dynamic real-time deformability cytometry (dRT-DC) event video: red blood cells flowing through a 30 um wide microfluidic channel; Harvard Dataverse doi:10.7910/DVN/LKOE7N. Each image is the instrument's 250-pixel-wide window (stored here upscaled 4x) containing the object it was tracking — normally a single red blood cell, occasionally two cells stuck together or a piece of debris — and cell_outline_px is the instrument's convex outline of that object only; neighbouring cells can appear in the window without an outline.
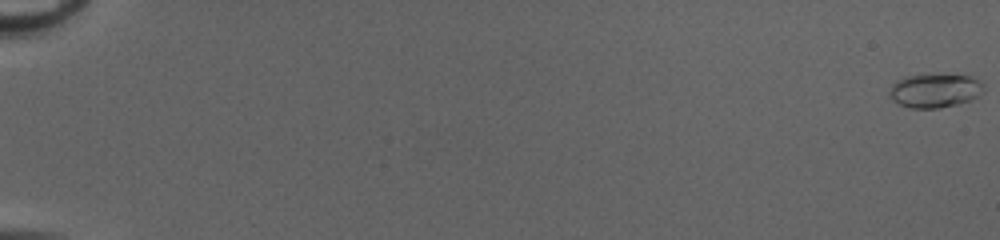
{"species": "common noctule bat (a hibernating species)", "species_latin": "Nyctalus noctula", "temperature_condition": "cold", "stored_images_in_passage": 53, "camera_frame_rate_fps": 3000, "um_per_image_px": 0.085, "animal": {"sex": "female", "body_mass_g": 20.0, "forearm_length_mm": 54.0}, "frame": {"image": 1, "passage_image": 1, "time_ms": 0.0, "image_size_px": [1000, 240], "cell_outline_px": [[984, 92], [968, 100], [956, 104], [940, 108], [908, 108], [892, 100], [888, 96], [888, 92], [892, 84], [896, 80], [908, 76], [972, 76], [984, 84]], "centroid_in_image_um": [79.43, 7.73], "position_along_channel_um": 5.6, "area_um2": 18.26}}
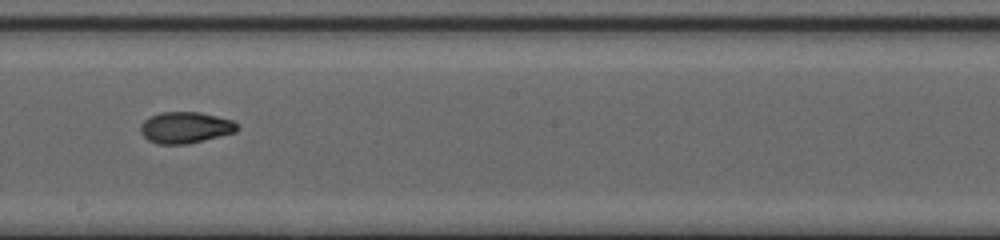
{"frame": {"image": 2, "passage_image": 33, "time_ms": 10.667, "image_size_px": [1000, 240], "cell_outline_px": [[240, 128], [236, 132], [188, 144], [156, 144], [148, 140], [140, 132], [140, 124], [148, 116], [160, 112], [200, 112], [232, 120]], "centroid_in_image_um": [15.73, 10.84], "position_along_channel_um": 232.5, "area_um2": 17.8}}
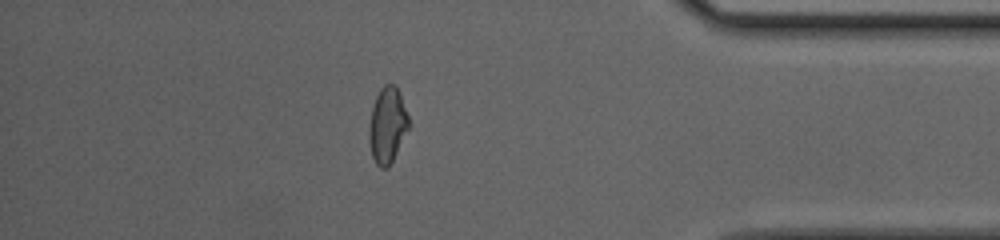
{"frame": {"image": 3, "passage_image": 47, "time_ms": 15.333, "image_size_px": [1000, 240], "cell_outline_px": [[408, 128], [388, 168], [380, 168], [376, 164], [372, 156], [368, 140], [368, 128], [372, 108], [376, 96], [380, 88], [384, 84], [396, 84], [400, 92], [408, 116]], "centroid_in_image_um": [32.9, 10.61], "position_along_channel_um": 402.3, "area_um2": 17.46}, "authors_computed_cell_mechanics": {"area_um2": 17.5134, "velocity_mm_per_s": 4.1739, "shape_relaxation_time_tau1_ms": 3.4914, "shape_relaxation_time_tau2_ms": 1.9775, "deformation_change_tau1": 0.1702, "deformation_change_tau2": 0.0682}}